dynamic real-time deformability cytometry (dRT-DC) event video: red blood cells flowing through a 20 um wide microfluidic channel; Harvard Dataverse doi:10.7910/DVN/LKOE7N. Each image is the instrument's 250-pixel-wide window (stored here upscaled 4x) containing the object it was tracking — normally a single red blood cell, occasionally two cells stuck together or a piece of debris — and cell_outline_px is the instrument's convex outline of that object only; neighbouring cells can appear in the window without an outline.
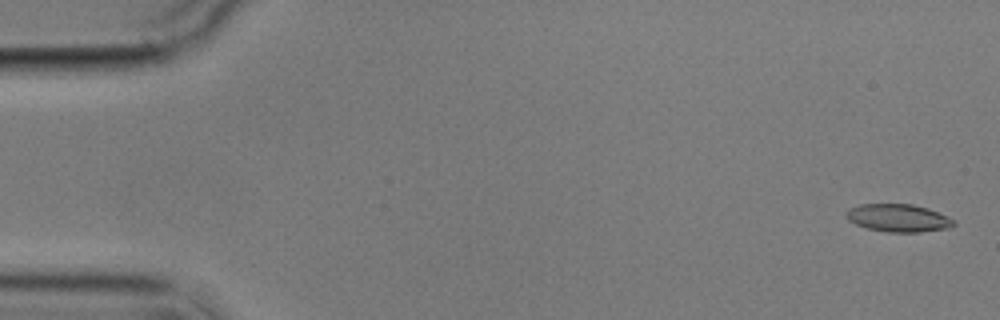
{"species": "common noctule bat (a hibernating species)", "species_latin": "Nyctalus noctula", "temperature_condition": "cold", "stored_images_in_passage": 4, "camera_frame_rate_fps": 3000, "um_per_image_px": 0.085, "animal": {"sex": "male", "body_mass_g": 17.9}, "frame": {"image": 1, "passage_image": 1, "time_ms": 0.0, "image_size_px": [1000, 320], "cell_outline_px": [[956, 224], [948, 228], [920, 232], [888, 232], [868, 228], [856, 224], [848, 220], [844, 216], [848, 208], [860, 204], [912, 204], [928, 208], [956, 220]], "centroid_in_image_um": [76.35, 18.52], "position_along_channel_um": 8.7, "area_um2": 17.46}}